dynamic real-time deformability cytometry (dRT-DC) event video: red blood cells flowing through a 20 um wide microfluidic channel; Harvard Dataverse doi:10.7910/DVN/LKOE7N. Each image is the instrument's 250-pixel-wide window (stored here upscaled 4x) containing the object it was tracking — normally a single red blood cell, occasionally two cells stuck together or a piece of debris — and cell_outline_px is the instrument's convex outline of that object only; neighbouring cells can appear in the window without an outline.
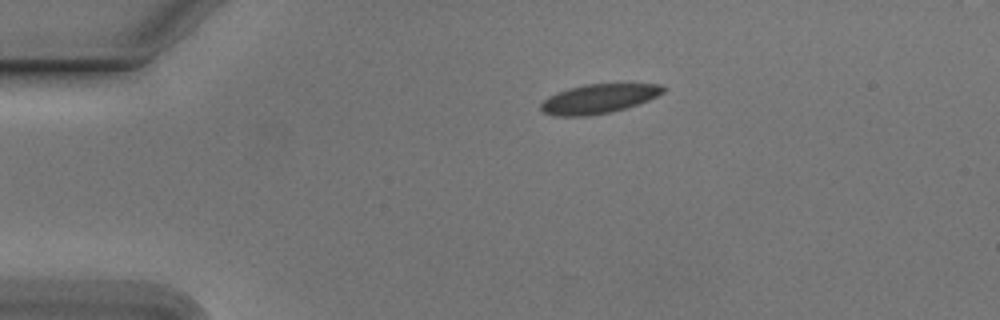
{"species": "Egyptian fruit bat (a non-hibernating species)", "species_latin": "Rousettus aegyptiacus", "temperature_condition": "cold", "stored_images_in_passage": 37, "camera_frame_rate_fps": 3000, "um_per_image_px": 0.085, "animal": {"sex": "male"}, "frame": {"image": 1, "passage_image": 1, "time_ms": 0.0, "image_size_px": [1000, 320], "cell_outline_px": [[664, 92], [648, 100], [612, 112], [588, 116], [552, 116], [540, 112], [540, 104], [548, 96], [568, 88], [584, 84], [660, 84], [664, 88]], "centroid_in_image_um": [50.81, 8.41], "position_along_channel_um": 34.2, "area_um2": 20.87}}
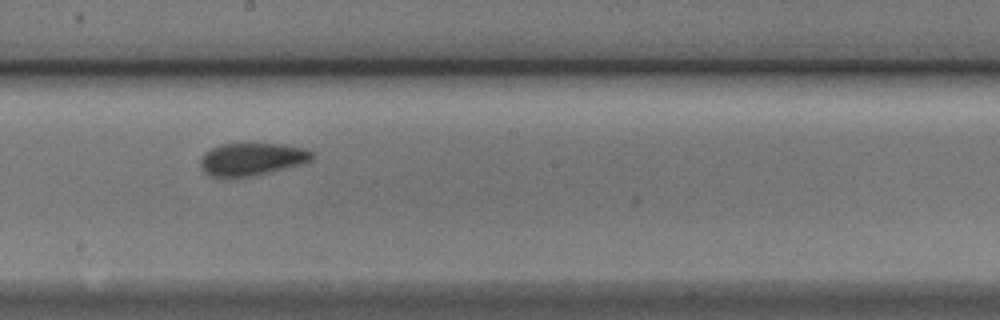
{"frame": {"image": 2, "passage_image": 20, "time_ms": 6.333, "image_size_px": [1000, 320], "cell_outline_px": [[316, 156], [312, 160], [300, 164], [252, 176], [208, 176], [204, 172], [200, 164], [200, 160], [204, 152], [220, 144], [284, 144], [304, 148], [312, 152]], "centroid_in_image_um": [21.41, 13.51], "position_along_channel_um": 226.8, "area_um2": 20.98}}
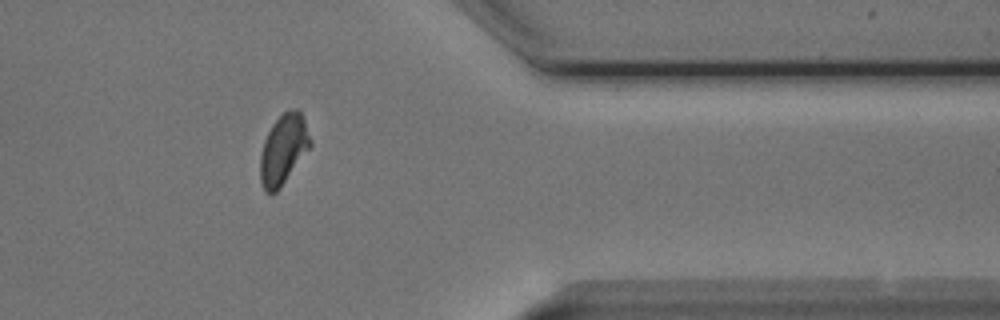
{"frame": {"image": 3, "passage_image": 34, "time_ms": 11.0, "image_size_px": [1000, 320], "cell_outline_px": [[312, 144], [280, 188], [272, 196], [264, 192], [260, 184], [260, 156], [264, 140], [272, 124], [288, 108], [296, 108], [300, 112], [304, 120], [312, 140]], "centroid_in_image_um": [24.07, 12.73], "position_along_channel_um": 387.3, "area_um2": 20.52}, "authors_computed_cell_mechanics": {"area_um2": 20.9236, "velocity_mm_per_s": 3.7807, "shape_relaxation_time_tau1_ms": 4.0569, "shape_relaxation_time_tau2_ms": 1.6155, "deformation_change_tau1": 0.1169, "deformation_change_tau2": 0.0403}}